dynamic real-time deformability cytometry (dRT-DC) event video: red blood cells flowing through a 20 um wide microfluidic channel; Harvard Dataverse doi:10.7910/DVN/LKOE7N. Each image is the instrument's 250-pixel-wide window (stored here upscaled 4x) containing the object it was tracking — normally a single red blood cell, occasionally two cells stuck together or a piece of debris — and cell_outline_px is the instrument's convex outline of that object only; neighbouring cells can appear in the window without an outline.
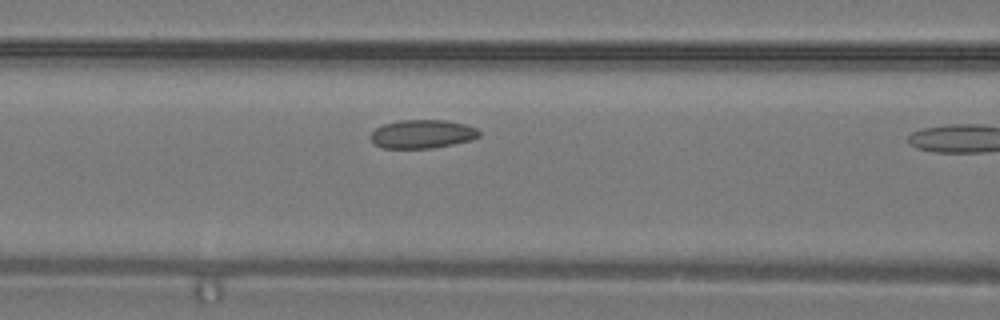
{"species": "common noctule bat (a hibernating species)", "species_latin": "Nyctalus noctula", "temperature_condition": "warm", "stored_images_in_passage": 5, "camera_frame_rate_fps": 3000, "um_per_image_px": 0.085, "animal": {"sex": "male", "body_mass_g": 19.2, "forearm_length_mm": 51.8}, "frame": {"image": 1, "passage_image": 4, "time_ms": 1.0, "image_size_px": [1000, 320], "cell_outline_px": [[480, 136], [472, 140], [432, 148], [384, 148], [376, 144], [368, 136], [376, 128], [384, 124], [400, 120], [444, 120], [464, 124], [476, 128], [480, 132]], "centroid_in_image_um": [35.9, 11.39], "position_along_channel_um": 130.7, "area_um2": 17.98}}